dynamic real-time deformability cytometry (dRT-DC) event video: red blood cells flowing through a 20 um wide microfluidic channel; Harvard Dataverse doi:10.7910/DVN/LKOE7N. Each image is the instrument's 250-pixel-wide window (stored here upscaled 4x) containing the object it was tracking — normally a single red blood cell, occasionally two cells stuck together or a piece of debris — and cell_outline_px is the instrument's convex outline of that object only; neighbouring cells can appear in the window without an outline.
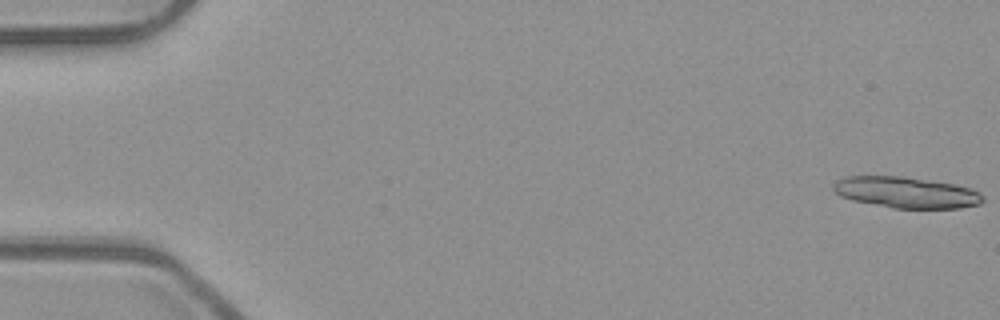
{"species": "common noctule bat (a hibernating species)", "species_latin": "Nyctalus noctula", "temperature_condition": "room temperature", "stored_images_in_passage": 17, "camera_frame_rate_fps": 3000, "um_per_image_px": 0.085, "animal": {"sex": "male", "body_mass_g": 23.1, "forearm_length_mm": 52.7}, "frame": {"image": 1, "passage_image": 1, "time_ms": 0.0, "image_size_px": [1000, 320], "cell_outline_px": [[984, 200], [980, 204], [960, 208], [892, 208], [852, 200], [840, 196], [832, 188], [832, 184], [836, 180], [844, 176], [904, 176], [952, 184], [968, 188], [980, 192], [984, 196]], "centroid_in_image_um": [77.0, 16.35], "position_along_channel_um": 8.0, "area_um2": 27.17}}